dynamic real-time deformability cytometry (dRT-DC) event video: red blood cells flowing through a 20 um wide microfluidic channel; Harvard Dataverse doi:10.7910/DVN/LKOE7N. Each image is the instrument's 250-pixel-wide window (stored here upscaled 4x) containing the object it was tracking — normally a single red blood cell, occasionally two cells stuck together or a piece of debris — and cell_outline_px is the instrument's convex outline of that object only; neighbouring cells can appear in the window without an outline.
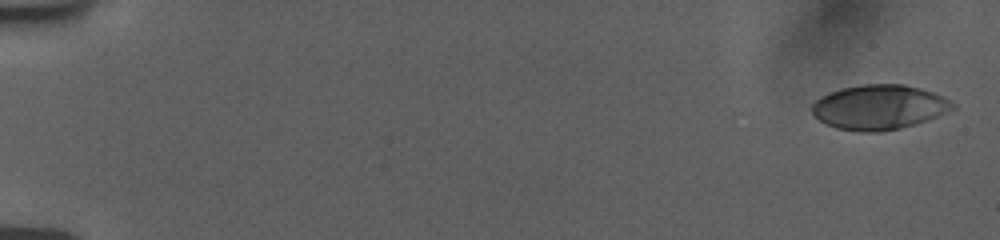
{"species": "human", "species_latin": "Homo sapiens", "temperature_condition": "room temperature", "stored_images_in_passage": 50, "camera_frame_rate_fps": 3000, "um_per_image_px": 0.085, "donor": {"sex": "female"}, "frame": {"image": 1, "passage_image": 1, "time_ms": 0.0, "image_size_px": [1000, 240], "cell_outline_px": [[956, 108], [948, 112], [928, 120], [916, 124], [884, 132], [860, 132], [836, 128], [820, 120], [812, 112], [812, 104], [820, 96], [828, 92], [840, 88], [864, 84], [904, 84], [920, 88], [932, 92], [956, 104]], "centroid_in_image_um": [74.73, 9.11], "position_along_channel_um": 10.3, "area_um2": 36.82}}
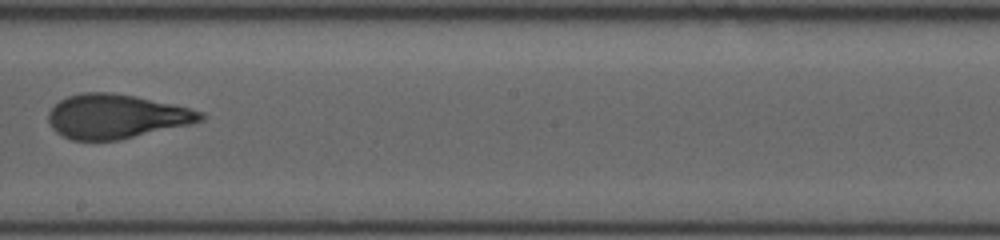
{"frame": {"image": 2, "passage_image": 23, "time_ms": 10.667, "image_size_px": [1000, 240], "cell_outline_px": [[204, 120], [192, 124], [120, 140], [72, 140], [56, 132], [52, 128], [48, 120], [48, 112], [60, 100], [68, 96], [84, 92], [112, 92], [136, 96], [172, 104], [204, 112]], "centroid_in_image_um": [9.89, 9.9], "position_along_channel_um": 238.3, "area_um2": 39.25}}
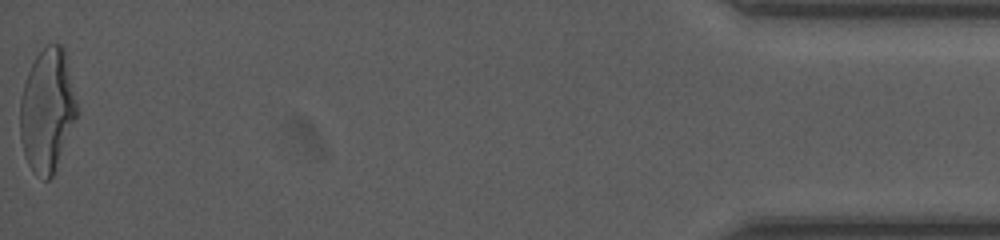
{"frame": {"image": 3, "passage_image": 49, "time_ms": 18.0, "image_size_px": [1000, 240], "cell_outline_px": [[80, 112], [52, 176], [48, 180], [44, 180], [28, 164], [20, 140], [20, 96], [28, 72], [36, 56], [48, 44], [60, 44], [64, 48]], "centroid_in_image_um": [4.04, 9.36], "position_along_channel_um": 431.2, "area_um2": 40.86}, "authors_computed_cell_mechanics": {"area_um2": 39.4196, "velocity_mm_per_s": 3.7855, "shape_relaxation_time_tau1_ms": 5.1595, "shape_relaxation_time_tau2_ms": 1.1101, "deformation_change_tau1": 0.2076, "deformation_change_tau2": 0.0903}}